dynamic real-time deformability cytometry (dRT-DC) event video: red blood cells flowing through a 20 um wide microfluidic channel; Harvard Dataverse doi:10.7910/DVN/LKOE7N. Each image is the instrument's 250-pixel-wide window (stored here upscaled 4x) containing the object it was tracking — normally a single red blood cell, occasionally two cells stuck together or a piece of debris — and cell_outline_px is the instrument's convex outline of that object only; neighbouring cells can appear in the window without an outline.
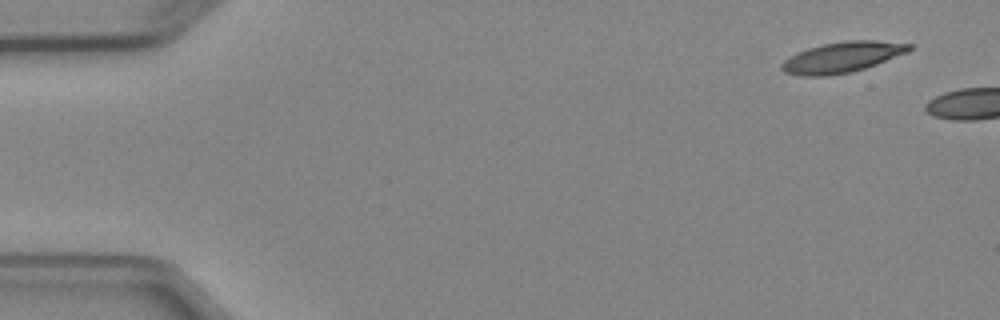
{"species": "Egyptian fruit bat (a non-hibernating species)", "species_latin": "Rousettus aegyptiacus", "temperature_condition": "cold", "stored_images_in_passage": 3, "camera_frame_rate_fps": 3000, "um_per_image_px": 0.085, "animal": {"sex": "female"}, "frame": {"image": 1, "passage_image": 1, "time_ms": 0.0, "image_size_px": [1000, 320], "cell_outline_px": [[912, 48], [908, 52], [876, 64], [852, 72], [828, 76], [800, 76], [784, 72], [780, 68], [780, 64], [784, 60], [796, 52], [808, 48], [824, 44], [844, 40], [876, 40], [912, 44]], "centroid_in_image_um": [71.56, 4.86], "position_along_channel_um": 13.4, "area_um2": 22.89}}